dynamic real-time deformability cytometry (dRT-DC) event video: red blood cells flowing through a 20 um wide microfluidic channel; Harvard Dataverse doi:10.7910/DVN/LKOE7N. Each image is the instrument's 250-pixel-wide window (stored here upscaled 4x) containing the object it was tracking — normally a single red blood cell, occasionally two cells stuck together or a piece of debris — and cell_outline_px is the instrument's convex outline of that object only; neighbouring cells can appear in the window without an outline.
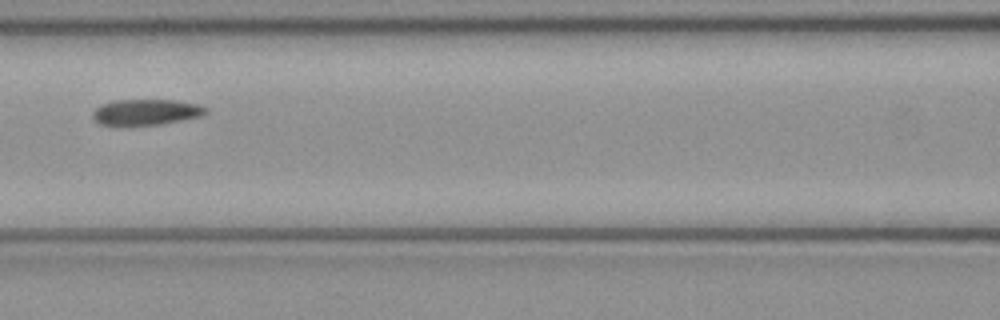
{"species": "common noctule bat (a hibernating species)", "species_latin": "Nyctalus noctula", "temperature_condition": "cold", "stored_images_in_passage": 5, "camera_frame_rate_fps": 3000, "um_per_image_px": 0.085, "animal": {"sex": "female", "body_mass_g": 21.9}, "frame": {"image": 1, "passage_image": 5, "time_ms": 1.333, "image_size_px": [1000, 320], "cell_outline_px": [[208, 112], [200, 116], [160, 124], [128, 128], [124, 128], [100, 124], [92, 116], [92, 112], [100, 104], [116, 100], [176, 100], [200, 104], [208, 108]], "centroid_in_image_um": [12.37, 9.56], "position_along_channel_um": 154.2, "area_um2": 17.69}}